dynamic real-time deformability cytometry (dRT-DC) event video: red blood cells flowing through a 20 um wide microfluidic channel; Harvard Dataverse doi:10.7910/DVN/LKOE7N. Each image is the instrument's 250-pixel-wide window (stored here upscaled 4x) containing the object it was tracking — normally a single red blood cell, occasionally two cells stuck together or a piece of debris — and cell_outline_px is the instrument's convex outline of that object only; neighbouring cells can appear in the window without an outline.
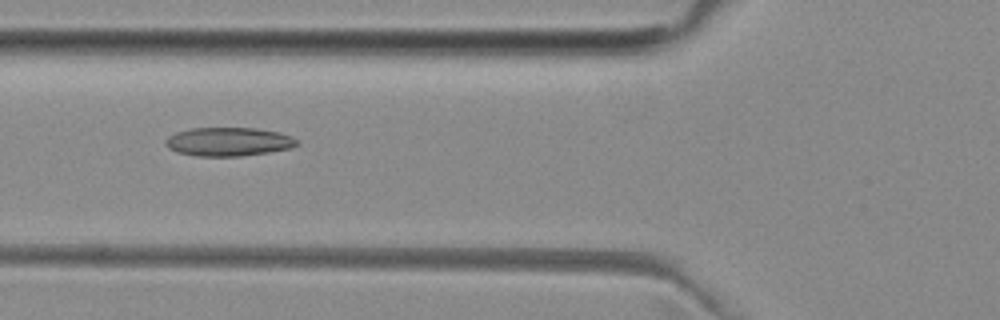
{"species": "common noctule bat (a hibernating species)", "species_latin": "Nyctalus noctula", "temperature_condition": "room temperature", "stored_images_in_passage": 38, "camera_frame_rate_fps": 3000, "um_per_image_px": 0.085, "animal": {"sex": "female", "body_mass_g": 29.2, "forearm_length_mm": 56.3}, "frame": {"image": 1, "passage_image": 6, "time_ms": 1.667, "image_size_px": [1000, 320], "cell_outline_px": [[300, 144], [292, 148], [268, 152], [240, 156], [196, 156], [176, 152], [168, 148], [164, 144], [164, 140], [168, 136], [176, 132], [192, 128], [256, 128], [280, 132], [292, 136], [300, 140]], "centroid_in_image_um": [19.44, 12.04], "position_along_channel_um": 106.4, "area_um2": 22.25}}
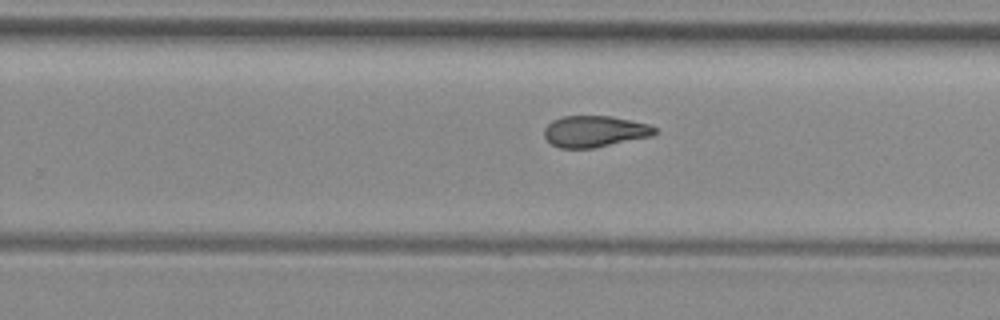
{"frame": {"image": 2, "passage_image": 19, "time_ms": 6.0, "image_size_px": [1000, 320], "cell_outline_px": [[656, 132], [652, 136], [592, 148], [560, 148], [552, 144], [544, 136], [544, 128], [552, 120], [560, 116], [612, 116], [632, 120], [648, 124], [656, 128]], "centroid_in_image_um": [50.53, 11.16], "position_along_channel_um": 279.3, "area_um2": 20.17}}
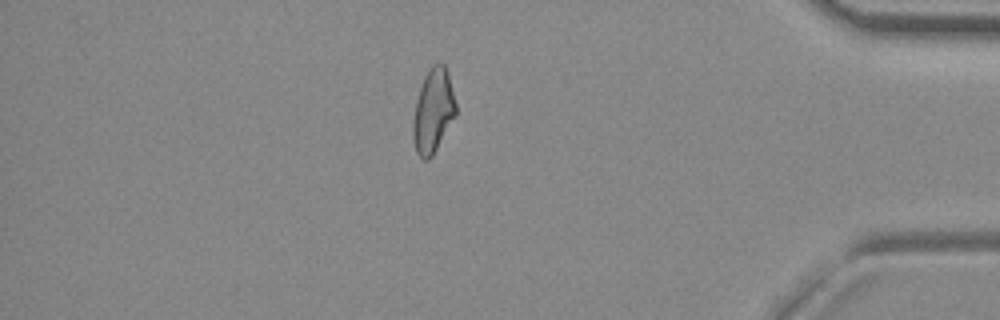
{"frame": {"image": 3, "passage_image": 31, "time_ms": 10.0, "image_size_px": [1000, 320], "cell_outline_px": [[456, 116], [432, 156], [428, 160], [424, 160], [416, 152], [412, 136], [412, 124], [416, 100], [424, 76], [428, 68], [432, 64], [444, 64], [448, 72], [456, 104]], "centroid_in_image_um": [36.81, 9.43], "position_along_channel_um": 398.4, "area_um2": 21.04}, "authors_computed_cell_mechanics": {"area_um2": 20.9525, "velocity_mm_per_s": 3.9903, "shape_relaxation_time_tau1_ms": 11.2728, "shape_relaxation_time_tau2_ms": 2.4324, "deformation_change_tau1": 0.2202, "deformation_change_tau2": 0.0877}}